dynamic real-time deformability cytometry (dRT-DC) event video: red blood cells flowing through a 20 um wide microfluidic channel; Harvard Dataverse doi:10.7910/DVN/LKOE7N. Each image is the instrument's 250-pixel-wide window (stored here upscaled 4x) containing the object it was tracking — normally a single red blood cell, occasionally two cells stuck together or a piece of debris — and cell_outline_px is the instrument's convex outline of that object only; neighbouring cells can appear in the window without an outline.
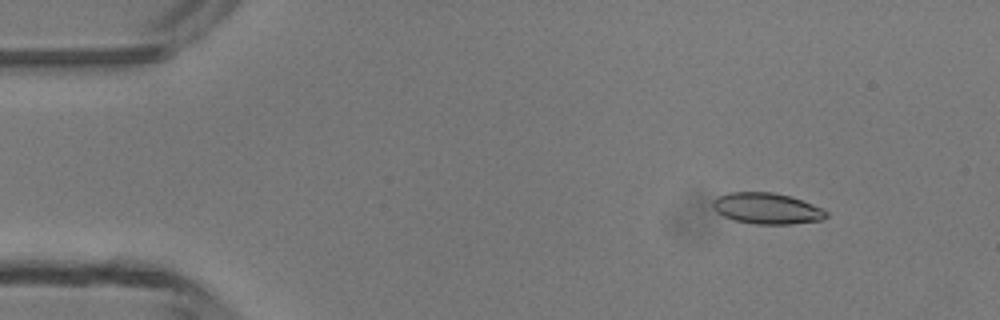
{"species": "common noctule bat (a hibernating species)", "species_latin": "Nyctalus noctula", "temperature_condition": "room temperature", "stored_images_in_passage": 5, "camera_frame_rate_fps": 3000, "um_per_image_px": 0.085, "animal": {"sex": "male", "body_mass_g": 13.3}, "frame": {"image": 1, "passage_image": 2, "time_ms": 1.0, "image_size_px": [1000, 320], "cell_outline_px": [[828, 216], [820, 220], [792, 224], [756, 224], [736, 220], [724, 216], [716, 212], [712, 204], [712, 200], [716, 196], [728, 192], [772, 192], [792, 196], [812, 204], [828, 212]], "centroid_in_image_um": [65.16, 17.7], "position_along_channel_um": 19.8, "area_um2": 20.58}}
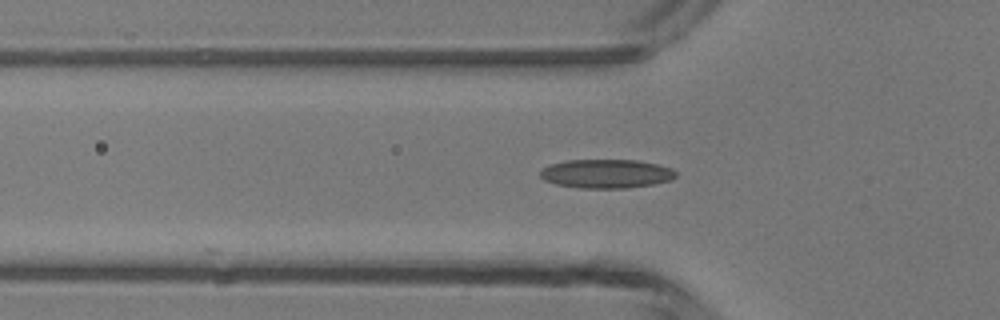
{"frame": {"image": 2, "passage_image": 4, "time_ms": 4.333, "image_size_px": [1000, 320], "cell_outline_px": [[676, 176], [672, 180], [652, 184], [628, 188], [580, 188], [556, 184], [544, 180], [540, 176], [540, 172], [548, 164], [568, 160], [636, 160], [656, 164], [672, 168], [676, 172]], "centroid_in_image_um": [51.53, 14.76], "position_along_channel_um": 74.3, "area_um2": 22.83}}
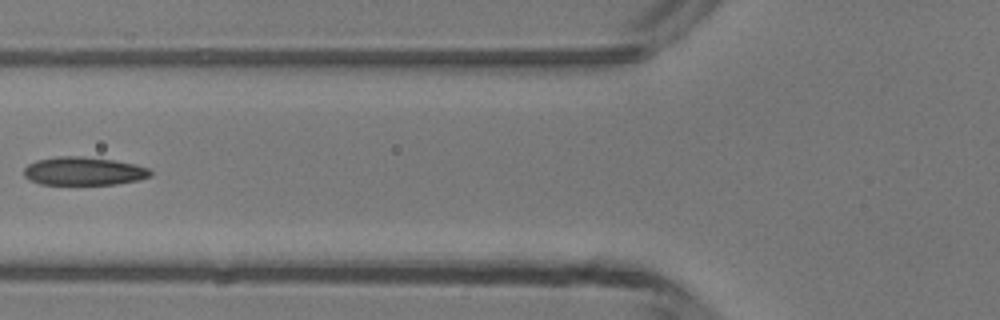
{"frame": {"image": 3, "passage_image": 5, "time_ms": 5.333, "image_size_px": [1000, 320], "cell_outline_px": [[152, 176], [136, 180], [116, 184], [40, 184], [28, 180], [24, 176], [24, 168], [28, 164], [36, 160], [56, 156], [84, 156], [112, 160], [136, 164], [148, 168], [152, 172]], "centroid_in_image_um": [7.08, 14.54], "position_along_channel_um": 118.7, "area_um2": 20.92}}